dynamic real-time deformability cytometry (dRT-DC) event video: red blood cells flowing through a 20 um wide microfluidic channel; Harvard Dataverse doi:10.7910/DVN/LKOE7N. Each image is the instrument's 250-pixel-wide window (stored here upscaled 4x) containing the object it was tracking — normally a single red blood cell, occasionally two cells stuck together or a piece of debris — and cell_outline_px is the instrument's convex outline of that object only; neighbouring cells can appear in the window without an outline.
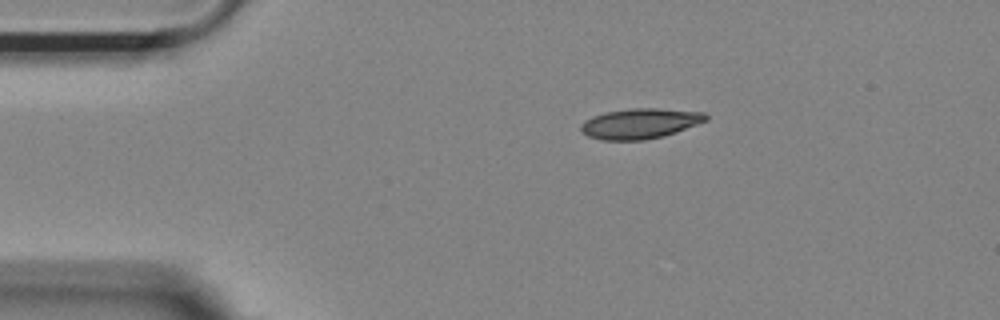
{"species": "Egyptian fruit bat (a non-hibernating species)", "species_latin": "Rousettus aegyptiacus", "temperature_condition": "room temperature", "stored_images_in_passage": 22, "camera_frame_rate_fps": 3000, "um_per_image_px": 0.085, "animal": {"sex": "female"}, "frame": {"image": 1, "passage_image": 1, "time_ms": 0.0, "image_size_px": [1000, 320], "cell_outline_px": [[708, 120], [676, 132], [664, 136], [644, 140], [604, 140], [588, 136], [580, 128], [580, 124], [584, 120], [592, 116], [604, 112], [632, 108], [656, 108], [704, 112], [708, 116]], "centroid_in_image_um": [54.4, 10.49], "position_along_channel_um": 30.6, "area_um2": 22.08}}
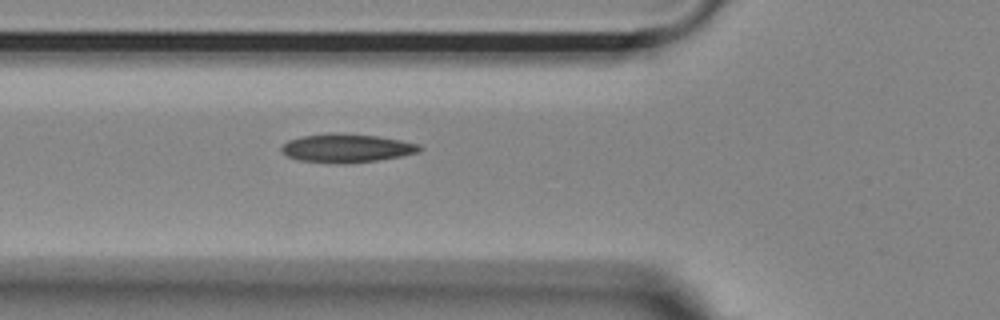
{"frame": {"image": 2, "passage_image": 10, "time_ms": 3.0, "image_size_px": [1000, 320], "cell_outline_px": [[424, 148], [420, 152], [400, 156], [376, 160], [300, 160], [288, 156], [280, 152], [280, 148], [288, 140], [304, 136], [328, 132], [336, 132], [380, 136], [420, 144]], "centroid_in_image_um": [29.51, 12.52], "position_along_channel_um": 96.3, "area_um2": 22.02}}
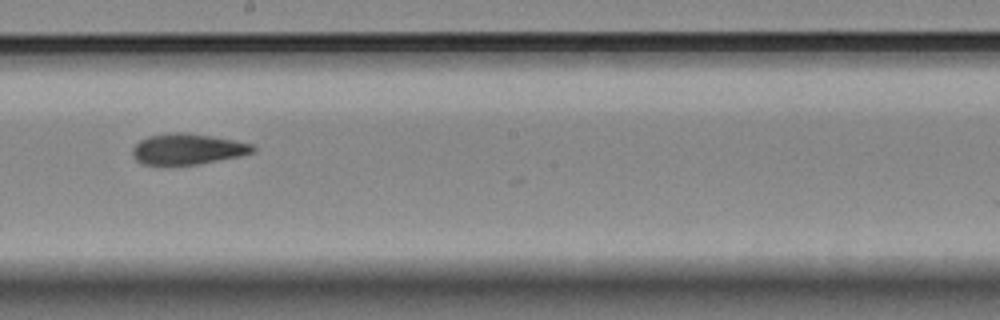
{"frame": {"image": 3, "passage_image": 21, "time_ms": 6.667, "image_size_px": [1000, 320], "cell_outline_px": [[256, 152], [240, 156], [196, 164], [140, 164], [132, 156], [132, 148], [140, 140], [148, 136], [168, 132], [184, 132], [232, 140], [252, 144], [256, 148]], "centroid_in_image_um": [15.92, 12.66], "position_along_channel_um": 232.3, "area_um2": 21.44}}